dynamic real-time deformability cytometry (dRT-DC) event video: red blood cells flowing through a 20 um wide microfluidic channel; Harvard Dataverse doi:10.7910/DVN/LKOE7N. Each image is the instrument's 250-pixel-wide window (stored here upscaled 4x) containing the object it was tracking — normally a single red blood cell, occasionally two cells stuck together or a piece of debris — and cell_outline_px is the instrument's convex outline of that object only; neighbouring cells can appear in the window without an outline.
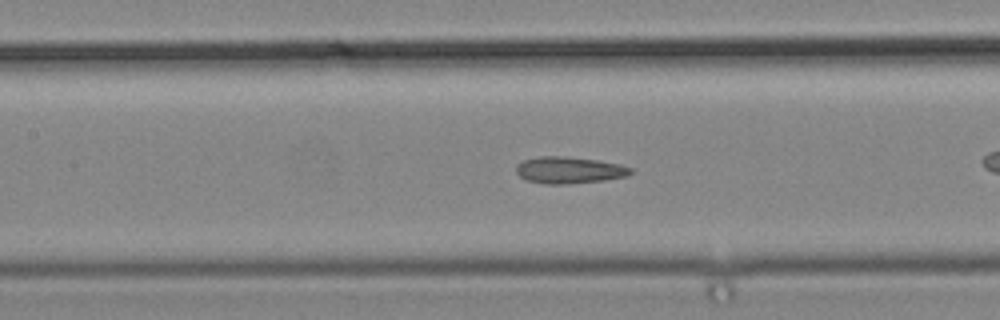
{"species": "common noctule bat (a hibernating species)", "species_latin": "Nyctalus noctula", "temperature_condition": "cold", "stored_images_in_passage": 34, "camera_frame_rate_fps": 3000, "um_per_image_px": 0.085, "animal": {"sex": "male", "body_mass_g": 19.2, "forearm_length_mm": 51.8}, "frame": {"image": 1, "passage_image": 6, "time_ms": 1.667, "image_size_px": [1000, 320], "cell_outline_px": [[632, 172], [628, 176], [604, 180], [564, 184], [544, 184], [524, 180], [516, 172], [516, 164], [524, 160], [540, 156], [564, 156], [596, 160], [620, 164], [632, 168]], "centroid_in_image_um": [48.36, 14.46], "position_along_channel_um": 159.0, "area_um2": 17.86}}
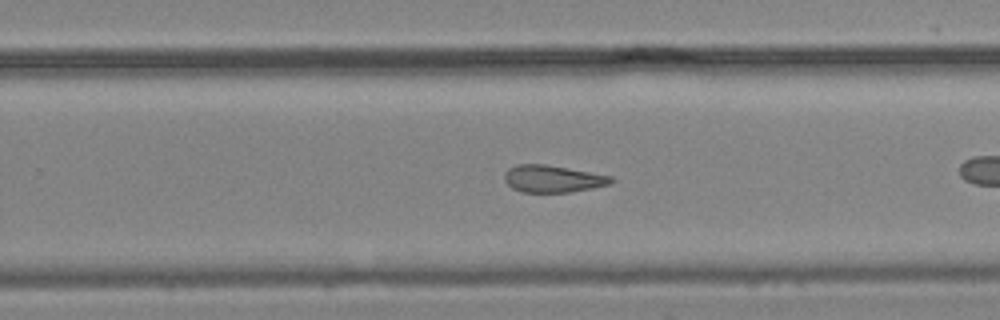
{"frame": {"image": 2, "passage_image": 15, "time_ms": 4.667, "image_size_px": [1000, 320], "cell_outline_px": [[616, 180], [612, 184], [572, 192], [520, 192], [512, 188], [504, 180], [504, 172], [508, 168], [516, 164], [544, 164], [612, 176]], "centroid_in_image_um": [46.98, 15.2], "position_along_channel_um": 282.8, "area_um2": 16.99}}
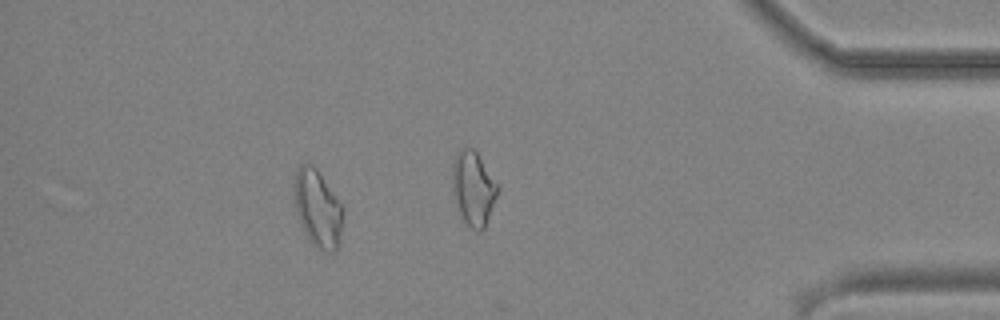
{"frame": {"image": 3, "passage_image": 28, "time_ms": 9.0, "image_size_px": [1000, 320], "cell_outline_px": [[344, 212], [340, 236], [336, 252], [328, 252], [316, 248], [300, 224], [292, 196], [296, 168], [300, 164], [308, 160], [316, 168], [344, 208]], "centroid_in_image_um": [26.98, 17.67], "position_along_channel_um": 408.2, "area_um2": 22.25}}